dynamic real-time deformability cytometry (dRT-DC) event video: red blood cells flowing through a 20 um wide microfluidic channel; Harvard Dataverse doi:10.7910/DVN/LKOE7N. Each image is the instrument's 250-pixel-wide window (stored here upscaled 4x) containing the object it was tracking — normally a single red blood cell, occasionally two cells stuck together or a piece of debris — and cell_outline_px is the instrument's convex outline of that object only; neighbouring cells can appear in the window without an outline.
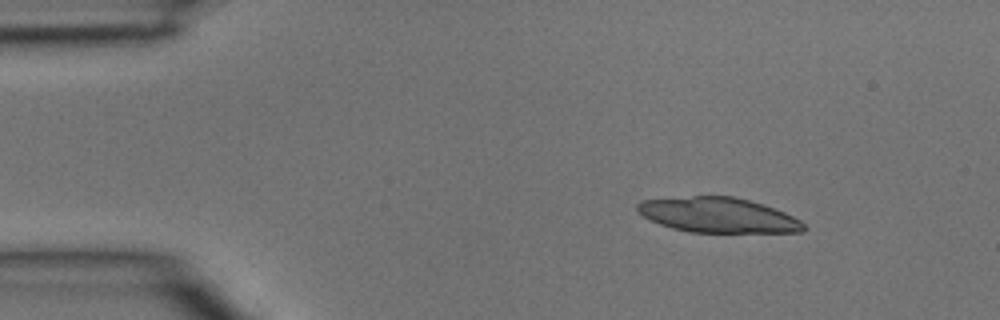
{"species": "common noctule bat (a hibernating species)", "species_latin": "Nyctalus noctula", "temperature_condition": "room temperature", "stored_images_in_passage": 4, "camera_frame_rate_fps": 3000, "um_per_image_px": 0.085, "animal": {"sex": "male", "body_mass_g": 15.6}, "frame": {"image": 1, "passage_image": 1, "time_ms": 0.0, "image_size_px": [1000, 320], "cell_outline_px": [[808, 228], [804, 232], [688, 232], [672, 228], [660, 224], [644, 216], [636, 208], [636, 204], [640, 200], [692, 196], [732, 196], [748, 200], [784, 212], [800, 220]], "centroid_in_image_um": [61.03, 18.29], "position_along_channel_um": 24.0, "area_um2": 33.7}}